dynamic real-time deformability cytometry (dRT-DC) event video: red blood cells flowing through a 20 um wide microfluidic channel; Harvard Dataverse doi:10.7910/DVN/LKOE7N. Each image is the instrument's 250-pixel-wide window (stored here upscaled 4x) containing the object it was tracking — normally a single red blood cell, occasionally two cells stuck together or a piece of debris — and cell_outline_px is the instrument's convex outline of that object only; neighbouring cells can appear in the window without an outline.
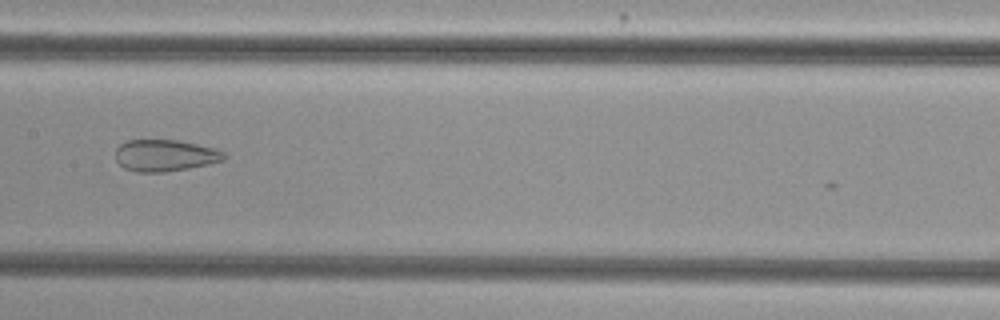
{"species": "common noctule bat (a hibernating species)", "species_latin": "Nyctalus noctula", "temperature_condition": "cold", "stored_images_in_passage": 50, "camera_frame_rate_fps": 3000, "um_per_image_px": 0.085, "animal": {"sex": "female", "body_mass_g": 29.2, "forearm_length_mm": 56.3}, "frame": {"image": 1, "passage_image": 28, "time_ms": 9.0, "image_size_px": [1000, 320], "cell_outline_px": [[224, 160], [208, 164], [188, 168], [164, 172], [136, 172], [124, 168], [116, 160], [116, 148], [120, 144], [128, 140], [180, 140], [216, 148], [224, 152]], "centroid_in_image_um": [14.02, 13.21], "position_along_channel_um": 193.4, "area_um2": 20.06}}
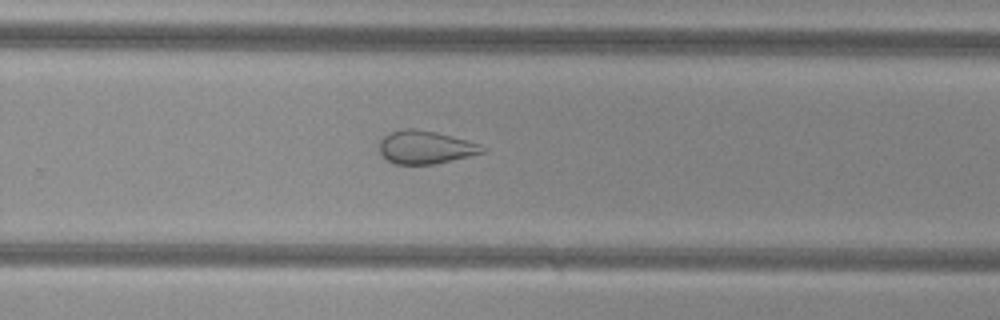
{"frame": {"image": 2, "passage_image": 36, "time_ms": 11.667, "image_size_px": [1000, 320], "cell_outline_px": [[488, 148], [484, 152], [468, 156], [432, 164], [392, 164], [384, 160], [380, 152], [380, 140], [388, 132], [404, 128], [416, 128], [436, 132], [480, 144]], "centroid_in_image_um": [36.11, 12.51], "position_along_channel_um": 293.7, "area_um2": 19.94}}
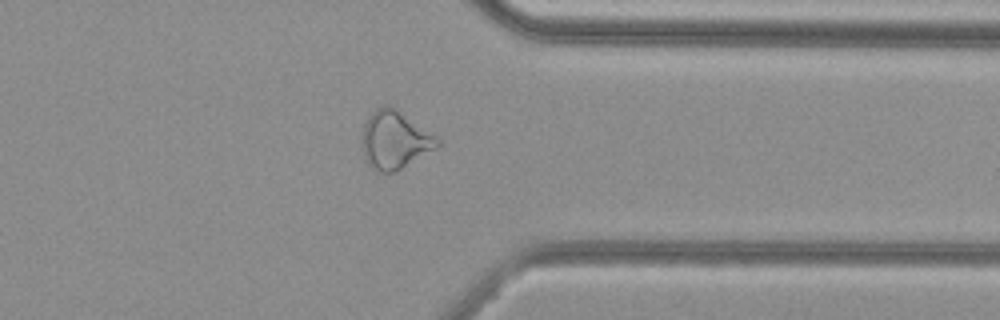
{"frame": {"image": 3, "passage_image": 43, "time_ms": 14.0, "image_size_px": [1000, 320], "cell_outline_px": [[440, 144], [436, 148], [396, 172], [380, 172], [372, 168], [368, 164], [364, 156], [360, 132], [368, 116], [376, 108], [384, 104], [392, 104], [436, 136], [440, 140]], "centroid_in_image_um": [33.53, 11.86], "position_along_channel_um": 377.9, "area_um2": 25.84}, "authors_computed_cell_mechanics": {"area_um2": 26.0967, "velocity_mm_per_s": 3.7695, "shape_relaxation_time_tau1_ms": null, "shape_relaxation_time_tau2_ms": 2.5743, "deformation_change_tau1": null, "deformation_change_tau2": 0.1064}}